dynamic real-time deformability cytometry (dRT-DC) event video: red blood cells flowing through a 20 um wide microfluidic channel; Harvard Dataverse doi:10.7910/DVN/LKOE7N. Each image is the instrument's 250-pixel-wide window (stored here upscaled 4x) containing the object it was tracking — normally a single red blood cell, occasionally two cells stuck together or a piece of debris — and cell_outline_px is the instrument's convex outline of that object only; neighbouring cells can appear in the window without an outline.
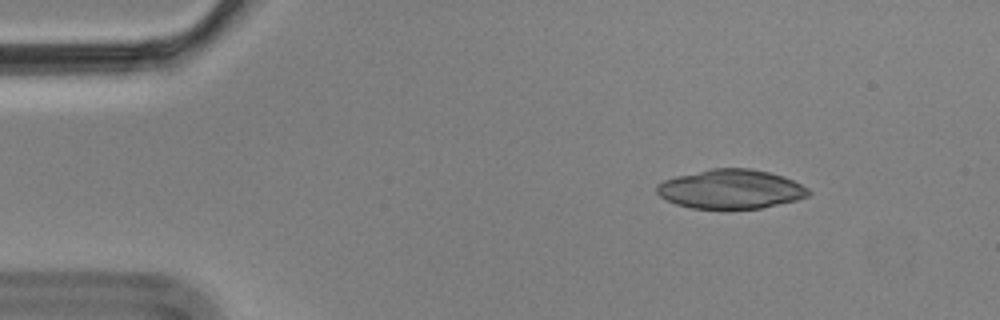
{"species": "Egyptian fruit bat (a non-hibernating species)", "species_latin": "Rousettus aegyptiacus", "temperature_condition": "cold", "stored_images_in_passage": 4, "camera_frame_rate_fps": 3000, "um_per_image_px": 0.085, "animal": {"sex": "male"}, "frame": {"image": 1, "passage_image": 2, "time_ms": 0.333, "image_size_px": [1000, 320], "cell_outline_px": [[812, 192], [808, 196], [796, 200], [760, 208], [692, 208], [676, 204], [660, 196], [656, 192], [656, 184], [664, 180], [676, 176], [712, 168], [748, 168], [768, 172], [792, 180], [808, 188]], "centroid_in_image_um": [62.09, 16.07], "position_along_channel_um": 22.9, "area_um2": 34.33}}